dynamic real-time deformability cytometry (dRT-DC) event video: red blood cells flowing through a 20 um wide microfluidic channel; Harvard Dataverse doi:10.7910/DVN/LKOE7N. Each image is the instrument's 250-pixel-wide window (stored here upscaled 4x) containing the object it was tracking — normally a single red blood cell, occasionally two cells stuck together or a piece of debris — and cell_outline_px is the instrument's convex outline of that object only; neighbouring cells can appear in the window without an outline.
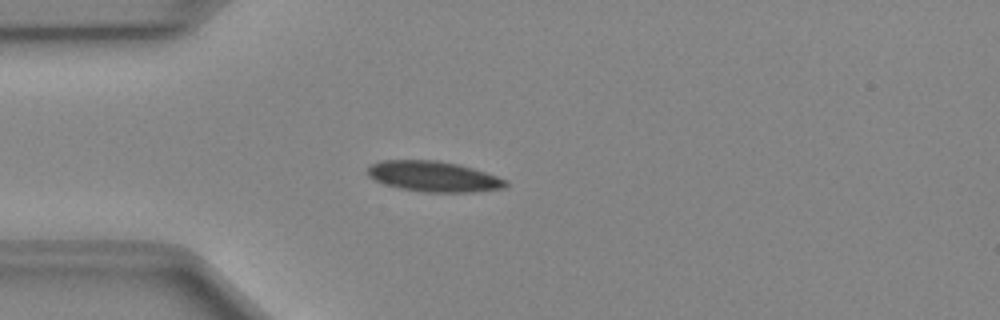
{"species": "Egyptian fruit bat (a non-hibernating species)", "species_latin": "Rousettus aegyptiacus", "temperature_condition": "cold", "stored_images_in_passage": 49, "camera_frame_rate_fps": 3000, "um_per_image_px": 0.085, "animal": {"sex": "female"}, "frame": {"image": 1, "passage_image": 12, "time_ms": 3.667, "image_size_px": [1000, 320], "cell_outline_px": [[508, 184], [504, 188], [472, 192], [424, 192], [400, 188], [384, 184], [368, 176], [368, 168], [372, 164], [380, 160], [436, 160], [456, 164], [472, 168], [508, 180]], "centroid_in_image_um": [36.85, 15.0], "position_along_channel_um": 48.1, "area_um2": 24.39}}
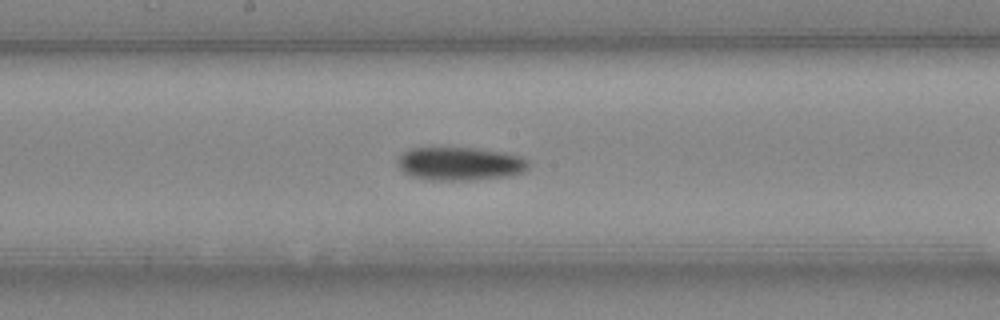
{"frame": {"image": 2, "passage_image": 25, "time_ms": 8.0, "image_size_px": [1000, 320], "cell_outline_px": [[528, 168], [524, 172], [508, 176], [476, 180], [428, 180], [408, 176], [396, 164], [396, 160], [408, 148], [476, 148], [504, 152], [520, 156], [528, 160]], "centroid_in_image_um": [39.08, 13.92], "position_along_channel_um": 209.1, "area_um2": 25.72}}
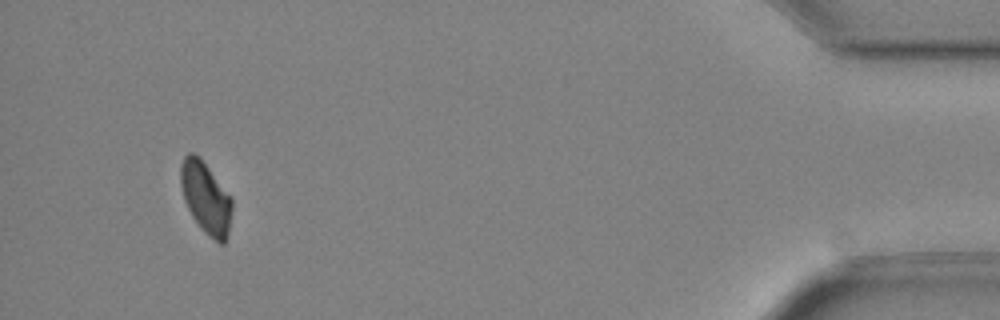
{"frame": {"image": 3, "passage_image": 46, "time_ms": 15.0, "image_size_px": [1000, 320], "cell_outline_px": [[232, 208], [228, 236], [224, 244], [220, 244], [208, 236], [200, 228], [192, 216], [184, 200], [180, 184], [180, 164], [184, 156], [188, 152], [192, 152], [208, 168], [232, 200]], "centroid_in_image_um": [17.47, 16.86], "position_along_channel_um": 417.7, "area_um2": 21.15}, "authors_computed_cell_mechanics": {"area_um2": 23.2356, "velocity_mm_per_s": 4.0084, "shape_relaxation_time_tau1_ms": 3.3464, "shape_relaxation_time_tau2_ms": null, "deformation_change_tau1": 0.0926, "deformation_change_tau2": null}}